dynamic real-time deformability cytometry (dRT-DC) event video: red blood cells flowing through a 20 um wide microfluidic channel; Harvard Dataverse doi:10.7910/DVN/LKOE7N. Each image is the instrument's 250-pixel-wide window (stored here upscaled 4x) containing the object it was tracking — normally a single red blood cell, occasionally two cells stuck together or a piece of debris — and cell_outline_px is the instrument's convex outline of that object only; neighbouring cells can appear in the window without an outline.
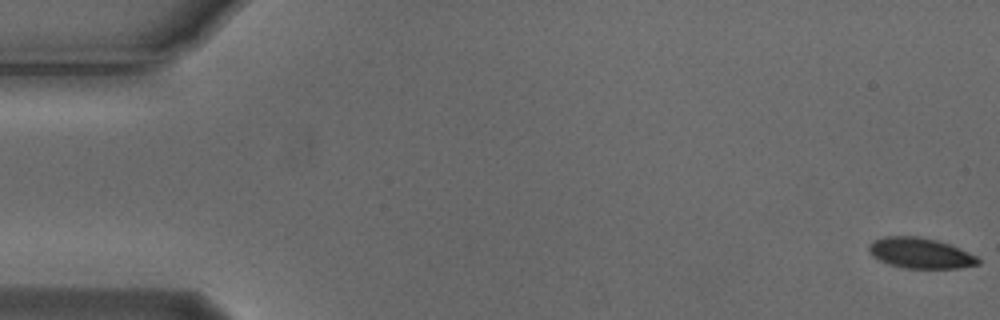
{"species": "Egyptian fruit bat (a non-hibernating species)", "species_latin": "Rousettus aegyptiacus", "temperature_condition": "cold", "stored_images_in_passage": 14, "camera_frame_rate_fps": 3000, "um_per_image_px": 0.085, "animal": {"sex": "male"}, "frame": {"image": 1, "passage_image": 1, "time_ms": 0.0, "image_size_px": [1000, 320], "cell_outline_px": [[980, 264], [960, 268], [904, 268], [888, 264], [872, 256], [868, 252], [868, 244], [872, 240], [884, 236], [920, 236], [936, 240], [960, 248], [976, 256], [980, 260]], "centroid_in_image_um": [78.19, 21.51], "position_along_channel_um": 6.8, "area_um2": 19.59}}